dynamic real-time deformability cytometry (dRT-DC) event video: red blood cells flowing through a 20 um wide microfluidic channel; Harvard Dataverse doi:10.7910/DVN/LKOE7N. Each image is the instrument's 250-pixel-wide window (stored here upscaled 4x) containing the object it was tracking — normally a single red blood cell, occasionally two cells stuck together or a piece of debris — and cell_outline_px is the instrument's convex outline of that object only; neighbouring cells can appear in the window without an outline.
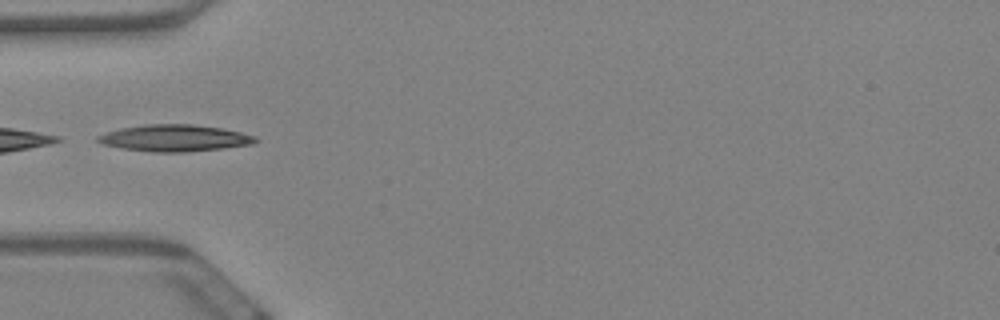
{"species": "Egyptian fruit bat (a non-hibernating species)", "species_latin": "Rousettus aegyptiacus", "temperature_condition": "warm", "stored_images_in_passage": 3, "camera_frame_rate_fps": 3000, "um_per_image_px": 0.085, "animal": {"sex": "female"}, "frame": {"image": 1, "passage_image": 1, "time_ms": 0.0, "image_size_px": [1000, 320], "cell_outline_px": [[260, 140], [252, 144], [224, 148], [184, 152], [148, 152], [100, 144], [96, 140], [96, 136], [120, 128], [144, 124], [192, 124], [220, 128], [240, 132], [256, 136]], "centroid_in_image_um": [14.83, 11.74], "position_along_channel_um": 70.2, "area_um2": 24.57}}